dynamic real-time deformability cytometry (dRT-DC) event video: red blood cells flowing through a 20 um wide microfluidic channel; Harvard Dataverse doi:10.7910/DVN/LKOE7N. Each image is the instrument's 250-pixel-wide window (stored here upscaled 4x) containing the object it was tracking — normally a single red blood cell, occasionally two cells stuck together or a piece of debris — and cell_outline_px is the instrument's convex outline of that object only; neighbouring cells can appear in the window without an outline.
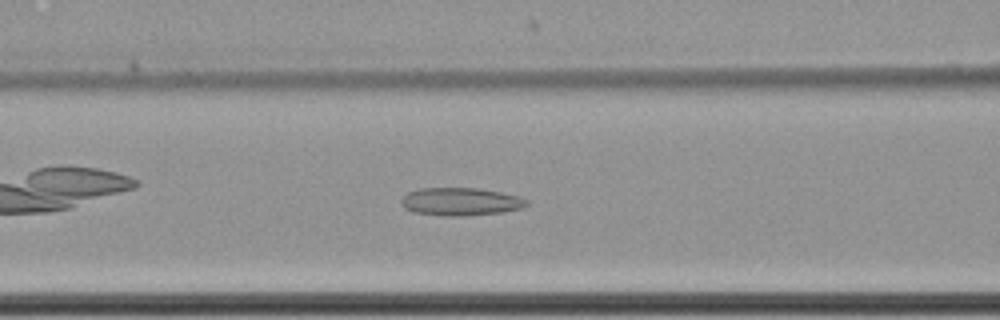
{"species": "common noctule bat (a hibernating species)", "species_latin": "Nyctalus noctula", "temperature_condition": "cold", "stored_images_in_passage": 44, "camera_frame_rate_fps": 3000, "um_per_image_px": 0.085, "animal": {"sex": "female", "body_mass_g": 22.7, "forearm_length_mm": 54.2}, "frame": {"image": 1, "passage_image": 10, "time_ms": 3.0, "image_size_px": [1000, 320], "cell_outline_px": [[528, 204], [520, 208], [500, 212], [464, 216], [448, 216], [416, 212], [404, 208], [400, 204], [400, 200], [408, 192], [420, 188], [480, 188], [520, 196], [528, 200]], "centroid_in_image_um": [39.14, 17.13], "position_along_channel_um": 127.5, "area_um2": 20.29}}
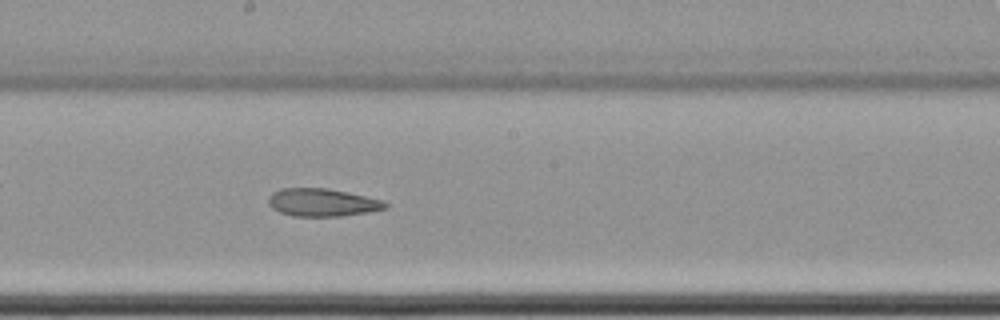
{"frame": {"image": 2, "passage_image": 18, "time_ms": 5.667, "image_size_px": [1000, 320], "cell_outline_px": [[388, 208], [372, 212], [340, 216], [292, 216], [280, 212], [272, 208], [268, 204], [268, 196], [272, 192], [280, 188], [328, 188], [348, 192], [384, 200], [388, 204]], "centroid_in_image_um": [27.41, 17.21], "position_along_channel_um": 220.8, "area_um2": 19.25}}
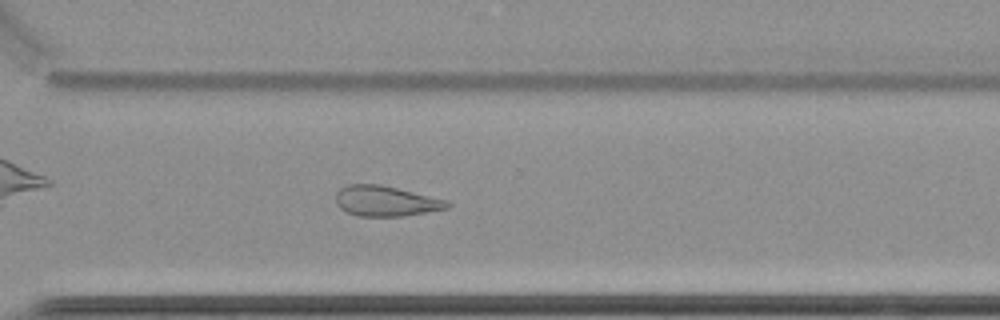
{"frame": {"image": 3, "passage_image": 28, "time_ms": 9.0, "image_size_px": [1000, 320], "cell_outline_px": [[452, 204], [448, 208], [404, 216], [356, 216], [340, 208], [336, 204], [336, 192], [340, 188], [348, 184], [380, 184], [448, 200]], "centroid_in_image_um": [32.78, 17.09], "position_along_channel_um": 337.8, "area_um2": 19.77}, "authors_computed_cell_mechanics": {"area_um2": 20.4612, "velocity_mm_per_s": 3.5053, "shape_relaxation_time_tau1_ms": null, "shape_relaxation_time_tau2_ms": 9.0511, "deformation_change_tau1": null, "deformation_change_tau2": 0.1873}}